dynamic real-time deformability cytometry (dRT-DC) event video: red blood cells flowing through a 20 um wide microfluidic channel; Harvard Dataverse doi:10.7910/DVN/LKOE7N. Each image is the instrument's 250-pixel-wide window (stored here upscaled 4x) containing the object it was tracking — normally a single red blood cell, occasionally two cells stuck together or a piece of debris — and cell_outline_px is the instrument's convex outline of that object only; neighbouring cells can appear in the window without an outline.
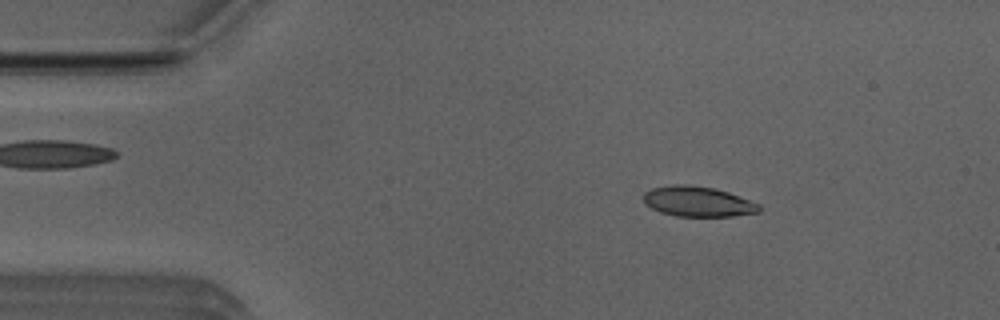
{"species": "Egyptian fruit bat (a non-hibernating species)", "species_latin": "Rousettus aegyptiacus", "temperature_condition": "room temperature", "stored_images_in_passage": 50, "camera_frame_rate_fps": 3000, "um_per_image_px": 0.085, "animal": {"sex": "male"}, "frame": {"image": 1, "passage_image": 7, "time_ms": 2.0, "image_size_px": [1000, 320], "cell_outline_px": [[760, 212], [732, 216], [676, 216], [660, 212], [644, 204], [644, 192], [652, 188], [676, 184], [688, 184], [716, 188], [728, 192], [760, 204]], "centroid_in_image_um": [59.31, 17.12], "position_along_channel_um": 25.7, "area_um2": 20.4}}
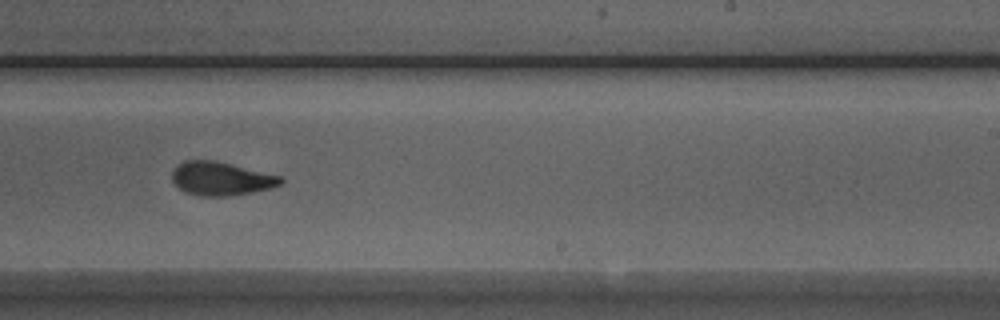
{"frame": {"image": 2, "passage_image": 30, "time_ms": 9.667, "image_size_px": [1000, 320], "cell_outline_px": [[284, 180], [280, 184], [272, 188], [252, 192], [228, 196], [200, 196], [184, 192], [172, 180], [172, 168], [176, 164], [184, 160], [216, 160], [284, 176]], "centroid_in_image_um": [18.8, 15.17], "position_along_channel_um": 270.2, "area_um2": 21.62}}
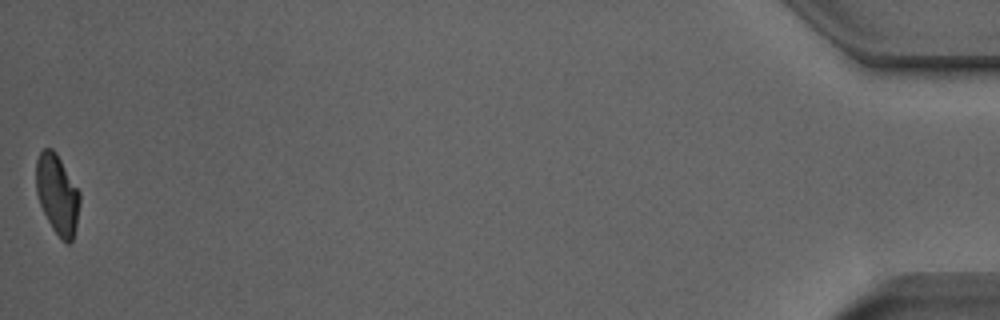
{"frame": {"image": 3, "passage_image": 50, "time_ms": 16.333, "image_size_px": [1000, 320], "cell_outline_px": [[80, 204], [76, 224], [72, 240], [68, 244], [60, 240], [52, 228], [40, 204], [36, 192], [36, 160], [40, 152], [44, 148], [52, 148], [56, 152], [80, 192]], "centroid_in_image_um": [4.87, 16.51], "position_along_channel_um": 430.3, "area_um2": 20.29}, "authors_computed_cell_mechanics": {"area_um2": 21.3282, "velocity_mm_per_s": 3.9797, "shape_relaxation_time_tau1_ms": 3.4422, "shape_relaxation_time_tau2_ms": 2.2807, "deformation_change_tau1": 0.1567, "deformation_change_tau2": 0.0793}}